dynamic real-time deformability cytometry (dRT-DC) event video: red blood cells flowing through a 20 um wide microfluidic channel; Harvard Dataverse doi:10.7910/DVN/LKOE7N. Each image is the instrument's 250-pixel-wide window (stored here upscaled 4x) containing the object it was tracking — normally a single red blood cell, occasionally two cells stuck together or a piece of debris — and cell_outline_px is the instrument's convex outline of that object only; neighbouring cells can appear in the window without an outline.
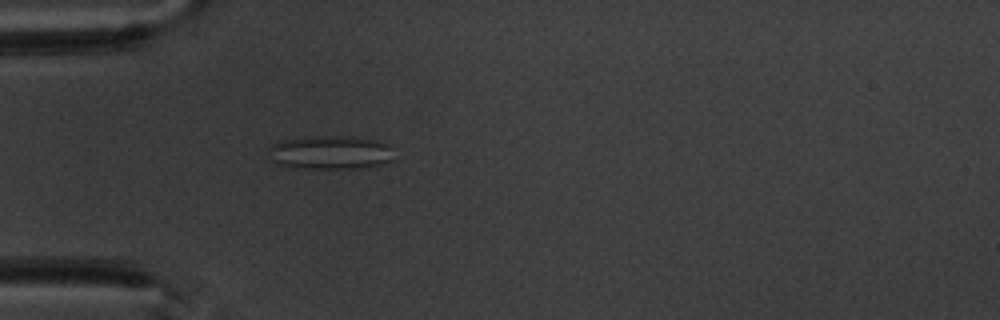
{"species": "common noctule bat (a hibernating species)", "species_latin": "Nyctalus noctula", "temperature_condition": "warm", "stored_images_in_passage": 4, "camera_frame_rate_fps": 3000, "um_per_image_px": 0.085, "animal": {"sex": "male", "body_mass_g": 20.1, "forearm_length_mm": 53.5}, "frame": {"image": 1, "passage_image": 4, "time_ms": 3.333, "image_size_px": [1000, 320], "cell_outline_px": [[396, 160], [380, 164], [360, 168], [304, 168], [280, 164], [272, 160], [268, 148], [272, 144], [280, 140], [304, 136], [352, 136], [380, 140], [388, 144]], "centroid_in_image_um": [28.12, 12.93], "position_along_channel_um": 56.9, "area_um2": 24.85}}